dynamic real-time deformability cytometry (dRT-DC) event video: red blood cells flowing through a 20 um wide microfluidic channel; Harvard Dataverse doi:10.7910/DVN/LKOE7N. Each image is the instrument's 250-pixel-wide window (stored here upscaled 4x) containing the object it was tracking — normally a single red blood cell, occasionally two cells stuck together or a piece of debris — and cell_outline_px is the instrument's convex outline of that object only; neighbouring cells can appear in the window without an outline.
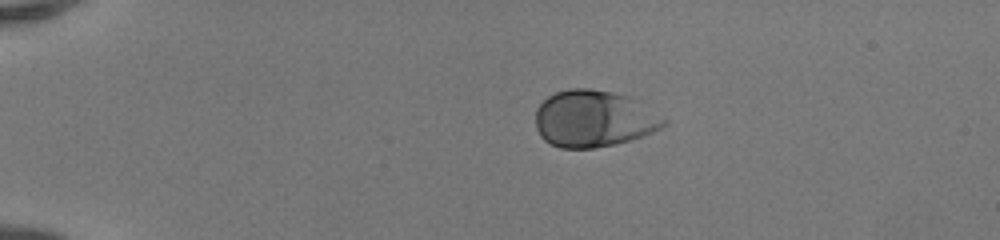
{"species": "human", "species_latin": "Homo sapiens", "temperature_condition": "room temperature", "stored_images_in_passage": 40, "camera_frame_rate_fps": 3000, "um_per_image_px": 0.085, "donor": {"sex": "female"}, "frame": {"image": 1, "passage_image": 1, "time_ms": 0.0, "image_size_px": [1000, 240], "cell_outline_px": [[668, 120], [660, 128], [652, 132], [616, 144], [592, 148], [560, 148], [544, 140], [540, 136], [536, 128], [536, 108], [548, 96], [556, 92], [568, 88], [588, 88], [612, 92], [628, 96], [636, 100]], "centroid_in_image_um": [50.43, 10.09], "position_along_channel_um": 34.6, "area_um2": 42.19}}
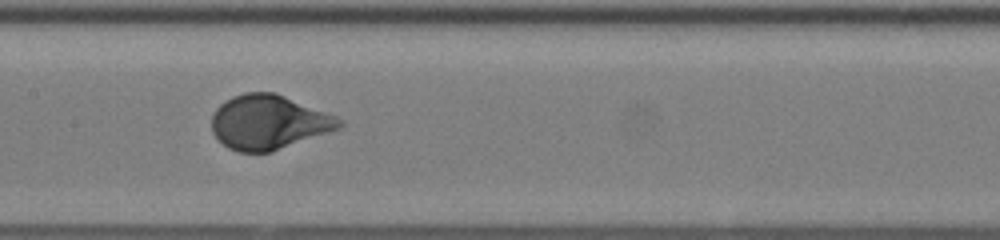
{"frame": {"image": 2, "passage_image": 17, "time_ms": 5.333, "image_size_px": [1000, 240], "cell_outline_px": [[344, 124], [340, 128], [272, 152], [236, 152], [228, 148], [212, 132], [212, 116], [216, 108], [220, 104], [232, 96], [244, 92], [276, 92], [332, 116], [340, 120]], "centroid_in_image_um": [22.78, 10.39], "position_along_channel_um": 184.6, "area_um2": 40.0}}
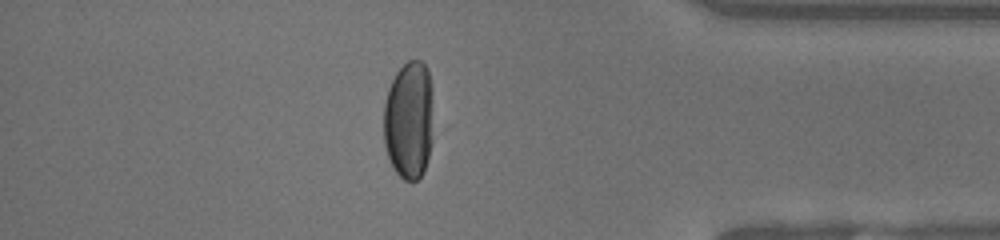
{"frame": {"image": 3, "passage_image": 34, "time_ms": 11.0, "image_size_px": [1000, 240], "cell_outline_px": [[432, 140], [424, 172], [412, 184], [404, 180], [392, 168], [384, 144], [384, 104], [388, 88], [396, 72], [408, 60], [420, 60], [428, 68]], "centroid_in_image_um": [34.72, 10.26], "position_along_channel_um": 400.5, "area_um2": 34.04}, "authors_computed_cell_mechanics": {"area_um2": 40.8935, "velocity_mm_per_s": 4.1746, "shape_relaxation_time_tau1_ms": 2.1513, "shape_relaxation_time_tau2_ms": null, "deformation_change_tau1": 0.1651, "deformation_change_tau2": null}}